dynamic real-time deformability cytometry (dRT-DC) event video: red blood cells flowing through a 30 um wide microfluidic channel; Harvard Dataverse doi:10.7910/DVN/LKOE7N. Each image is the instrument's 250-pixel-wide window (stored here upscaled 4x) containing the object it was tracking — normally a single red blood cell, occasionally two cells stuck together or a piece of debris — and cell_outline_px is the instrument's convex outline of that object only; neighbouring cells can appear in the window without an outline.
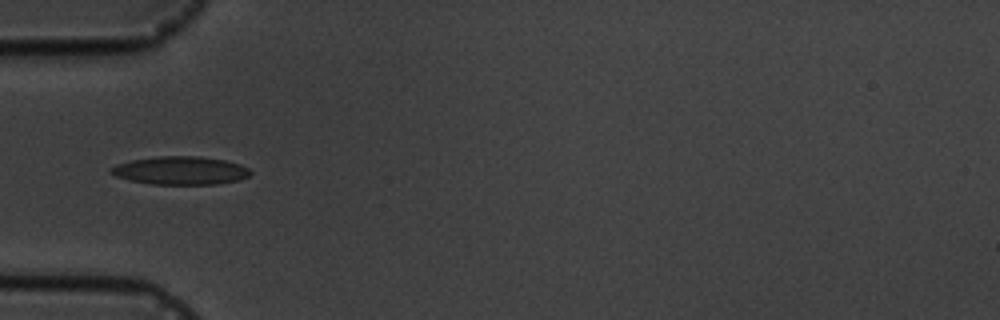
{"species": "common noctule bat (a hibernating species)", "species_latin": "Nyctalus noctula", "temperature_condition": "cold", "stored_images_in_passage": 16, "camera_frame_rate_fps": 3000, "um_per_image_px": 0.085, "animal": {"sex": "male", "body_mass_g": 19.5, "forearm_length_mm": 54.6}, "frame": {"image": 1, "passage_image": 5, "time_ms": 5.333, "image_size_px": [1000, 320], "cell_outline_px": [[252, 172], [248, 176], [240, 180], [216, 184], [152, 184], [128, 180], [116, 176], [108, 172], [108, 168], [116, 164], [132, 160], [160, 156], [200, 156], [224, 160], [240, 164], [248, 168]], "centroid_in_image_um": [15.32, 14.49], "position_along_channel_um": 69.7, "area_um2": 23.0}}
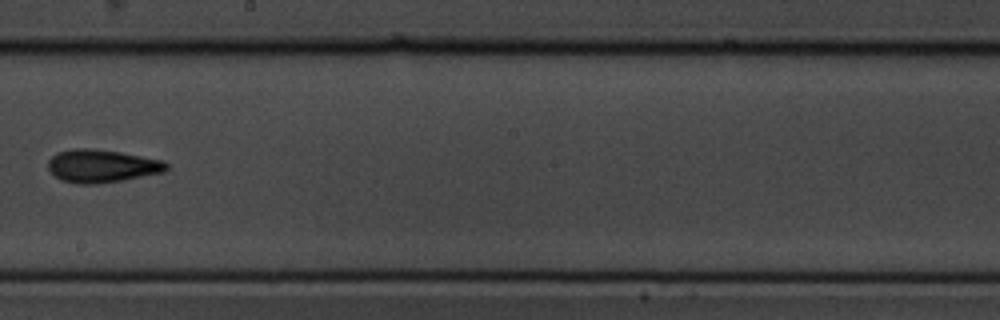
{"frame": {"image": 2, "passage_image": 9, "time_ms": 10.0, "image_size_px": [1000, 320], "cell_outline_px": [[168, 168], [164, 172], [124, 180], [96, 184], [76, 184], [60, 180], [48, 168], [48, 160], [56, 152], [72, 148], [88, 148], [116, 152], [140, 156], [160, 160], [168, 164]], "centroid_in_image_um": [8.61, 14.12], "position_along_channel_um": 239.6, "area_um2": 22.6}}
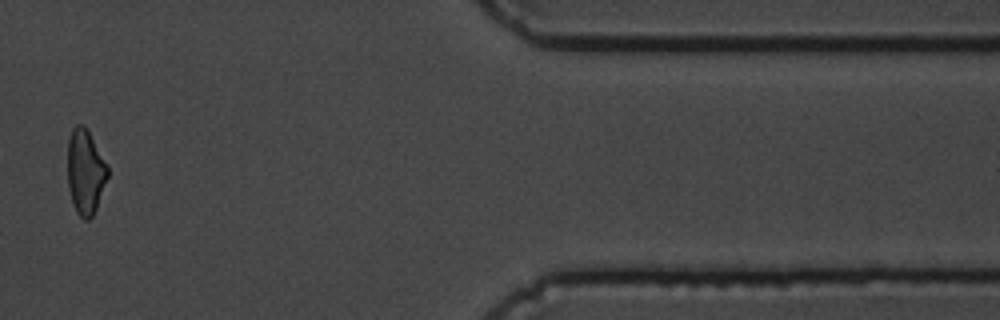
{"frame": {"image": 3, "passage_image": 14, "time_ms": 15.667, "image_size_px": [1000, 320], "cell_outline_px": [[108, 176], [96, 208], [92, 216], [88, 220], [84, 220], [76, 212], [68, 188], [68, 140], [72, 128], [76, 124], [84, 124], [108, 168]], "centroid_in_image_um": [7.23, 14.61], "position_along_channel_um": 404.2, "area_um2": 19.48}, "authors_computed_cell_mechanics": {"area_um2": 21.6461, "velocity_mm_per_s": 3.652, "shape_relaxation_time_tau1_ms": 4.1485, "shape_relaxation_time_tau2_ms": 3.5384, "deformation_change_tau1": 0.1148, "deformation_change_tau2": 0.112}}